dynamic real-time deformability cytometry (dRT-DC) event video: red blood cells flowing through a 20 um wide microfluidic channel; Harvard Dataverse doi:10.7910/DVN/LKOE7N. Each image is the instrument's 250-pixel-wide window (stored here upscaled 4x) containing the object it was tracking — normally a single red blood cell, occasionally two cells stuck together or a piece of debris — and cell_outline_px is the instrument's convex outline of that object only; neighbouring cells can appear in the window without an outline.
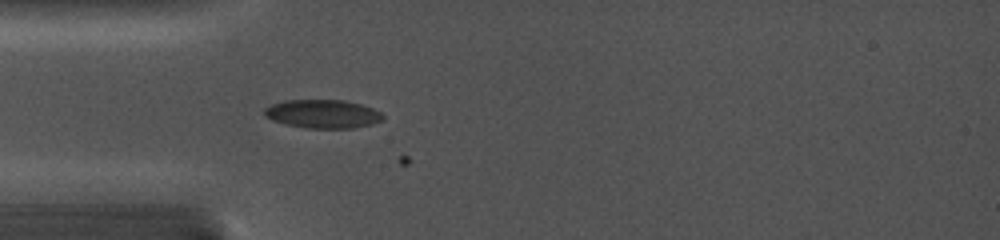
{"species": "common noctule bat (a hibernating species)", "species_latin": "Nyctalus noctula", "temperature_condition": "cold", "stored_images_in_passage": 8, "camera_frame_rate_fps": 5000, "um_per_image_px": 0.085, "animal": {"sex": "female", "body_mass_g": 19.0, "forearm_length_mm": 56.7}, "frame": {"image": 1, "passage_image": 7, "time_ms": 1.6, "image_size_px": [1000, 240], "cell_outline_px": [[384, 120], [372, 124], [352, 128], [308, 128], [284, 124], [272, 120], [264, 116], [264, 108], [272, 104], [284, 100], [344, 100], [360, 104], [372, 108], [380, 112], [384, 116]], "centroid_in_image_um": [27.42, 9.68], "position_along_channel_um": 57.6, "area_um2": 19.77}}